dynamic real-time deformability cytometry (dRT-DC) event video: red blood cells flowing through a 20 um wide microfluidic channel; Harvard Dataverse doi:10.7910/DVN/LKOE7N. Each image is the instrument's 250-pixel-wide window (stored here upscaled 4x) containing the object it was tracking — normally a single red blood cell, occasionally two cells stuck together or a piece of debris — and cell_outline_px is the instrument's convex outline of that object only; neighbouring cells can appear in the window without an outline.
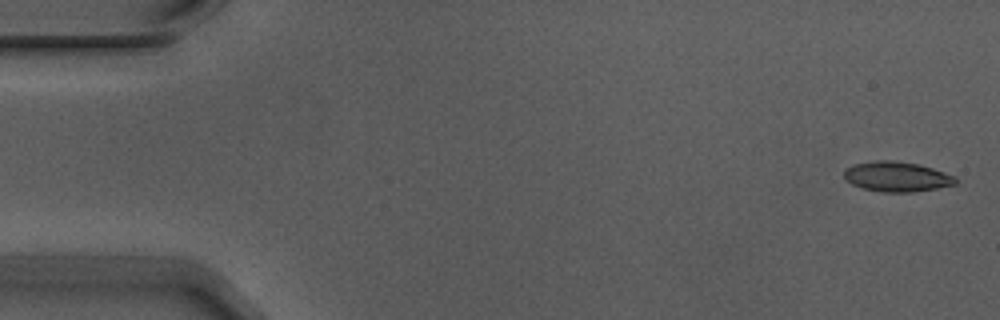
{"species": "Egyptian fruit bat (a non-hibernating species)", "species_latin": "Rousettus aegyptiacus", "temperature_condition": "warm", "stored_images_in_passage": 5, "camera_frame_rate_fps": 3000, "um_per_image_px": 0.085, "animal": {"sex": "male"}, "frame": {"image": 1, "passage_image": 1, "time_ms": 0.0, "image_size_px": [1000, 320], "cell_outline_px": [[956, 184], [936, 188], [912, 192], [884, 192], [864, 188], [852, 184], [844, 180], [844, 168], [852, 164], [876, 160], [892, 160], [920, 164], [956, 176]], "centroid_in_image_um": [76.2, 15.0], "position_along_channel_um": 8.8, "area_um2": 19.59}}
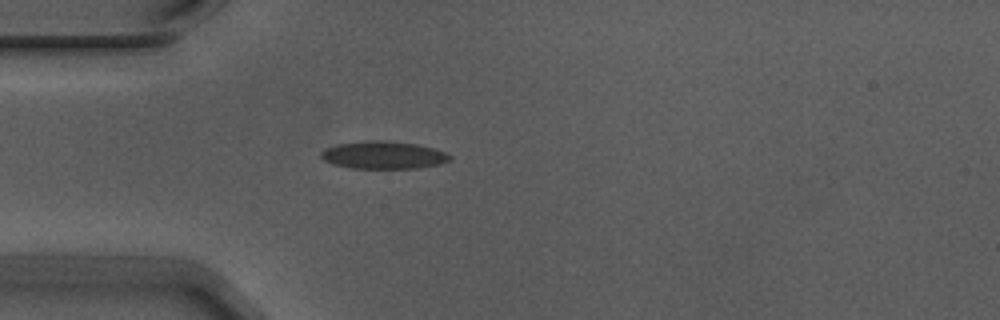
{"frame": {"image": 2, "passage_image": 5, "time_ms": 1.333, "image_size_px": [1000, 320], "cell_outline_px": [[452, 160], [440, 164], [416, 168], [352, 168], [332, 164], [324, 160], [320, 156], [320, 152], [324, 148], [336, 144], [364, 140], [388, 140], [416, 144], [432, 148], [444, 152], [452, 156]], "centroid_in_image_um": [32.56, 13.17], "position_along_channel_um": 52.4, "area_um2": 20.92}}